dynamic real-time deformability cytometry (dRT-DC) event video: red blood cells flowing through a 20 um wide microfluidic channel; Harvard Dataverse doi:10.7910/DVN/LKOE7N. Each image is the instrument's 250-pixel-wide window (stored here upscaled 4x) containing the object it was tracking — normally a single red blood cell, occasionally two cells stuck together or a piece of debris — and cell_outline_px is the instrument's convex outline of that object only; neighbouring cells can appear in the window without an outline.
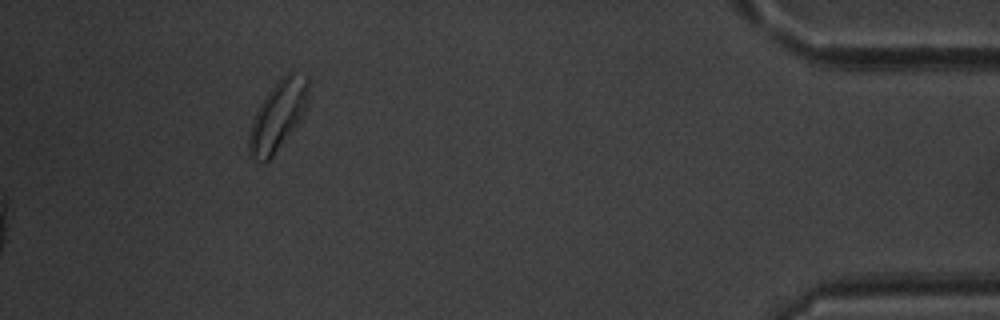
{"species": "common noctule bat (a hibernating species)", "species_latin": "Nyctalus noctula", "temperature_condition": "warm", "stored_images_in_passage": 34, "segment_of_instrument_passage": [2, 2], "camera_frame_rate_fps": 3000, "um_per_image_px": 0.085, "animal": {"sex": "male", "body_mass_g": 20.1, "forearm_length_mm": 53.5}, "frame": {"image": 1, "passage_image": 34, "time_ms": 11.0, "image_size_px": [1000, 320], "cell_outline_px": [[308, 104], [304, 116], [272, 156], [264, 164], [248, 156], [248, 136], [252, 120], [264, 96], [280, 76], [288, 72], [292, 72], [308, 76]], "centroid_in_image_um": [23.62, 9.82], "position_along_channel_um": 411.6, "area_um2": 24.45}}